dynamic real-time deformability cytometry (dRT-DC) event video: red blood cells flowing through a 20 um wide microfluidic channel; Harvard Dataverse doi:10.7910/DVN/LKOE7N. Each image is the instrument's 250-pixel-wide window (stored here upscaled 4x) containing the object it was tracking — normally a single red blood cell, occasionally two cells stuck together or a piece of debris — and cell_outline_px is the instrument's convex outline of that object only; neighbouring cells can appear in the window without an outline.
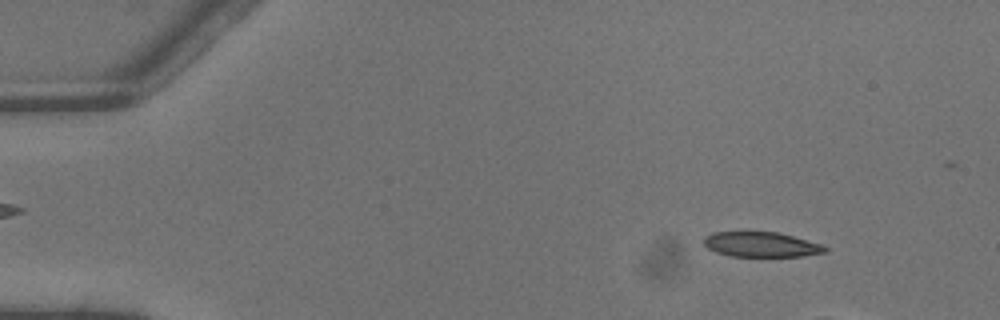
{"species": "common noctule bat (a hibernating species)", "species_latin": "Nyctalus noctula", "temperature_condition": "warm", "stored_images_in_passage": 4, "camera_frame_rate_fps": 3000, "um_per_image_px": 0.085, "animal": {"sex": "male", "body_mass_g": 13.3}, "frame": {"image": 1, "passage_image": 1, "time_ms": 0.0, "image_size_px": [1000, 320], "cell_outline_px": [[828, 252], [804, 256], [728, 256], [716, 252], [708, 248], [700, 240], [704, 236], [712, 232], [776, 232], [792, 236], [820, 244], [828, 248]], "centroid_in_image_um": [64.65, 20.78], "position_along_channel_um": 20.3, "area_um2": 17.69}}